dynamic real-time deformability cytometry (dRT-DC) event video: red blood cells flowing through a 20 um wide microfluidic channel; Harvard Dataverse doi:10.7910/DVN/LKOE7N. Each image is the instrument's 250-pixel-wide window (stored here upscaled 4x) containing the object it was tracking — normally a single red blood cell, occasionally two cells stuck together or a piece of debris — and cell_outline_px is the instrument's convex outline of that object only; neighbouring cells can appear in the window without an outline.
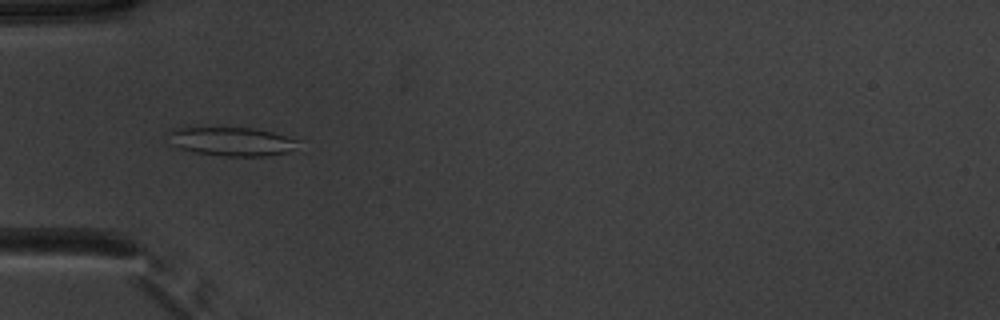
{"species": "common noctule bat (a hibernating species)", "species_latin": "Nyctalus noctula", "temperature_condition": "warm", "stored_images_in_passage": 52, "camera_frame_rate_fps": 3000, "um_per_image_px": 0.085, "animal": {"sex": "male", "body_mass_g": 20.1, "forearm_length_mm": 53.5}, "frame": {"image": 1, "passage_image": 17, "time_ms": 5.333, "image_size_px": [1000, 320], "cell_outline_px": [[304, 152], [268, 156], [224, 156], [192, 152], [180, 148], [172, 144], [168, 132], [172, 128], [252, 128], [272, 132], [300, 140]], "centroid_in_image_um": [19.9, 12.06], "position_along_channel_um": 65.1, "area_um2": 22.43}}
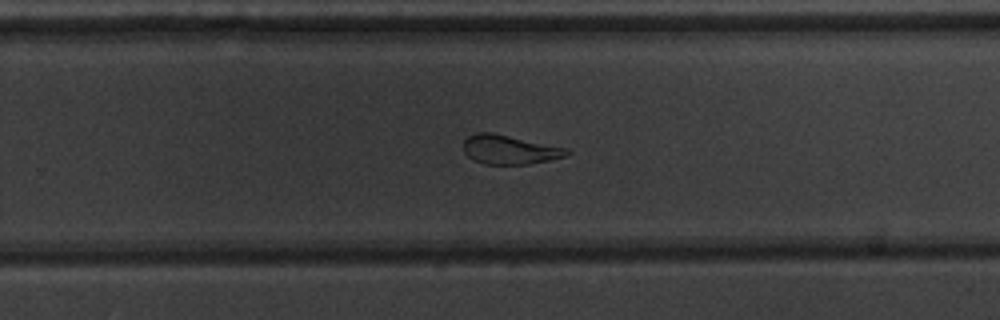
{"frame": {"image": 2, "passage_image": 34, "time_ms": 11.0, "image_size_px": [1000, 320], "cell_outline_px": [[572, 152], [564, 156], [548, 160], [528, 164], [484, 164], [472, 160], [464, 152], [464, 140], [468, 136], [476, 132], [492, 132], [568, 148]], "centroid_in_image_um": [43.29, 12.71], "position_along_channel_um": 286.5, "area_um2": 17.57}}
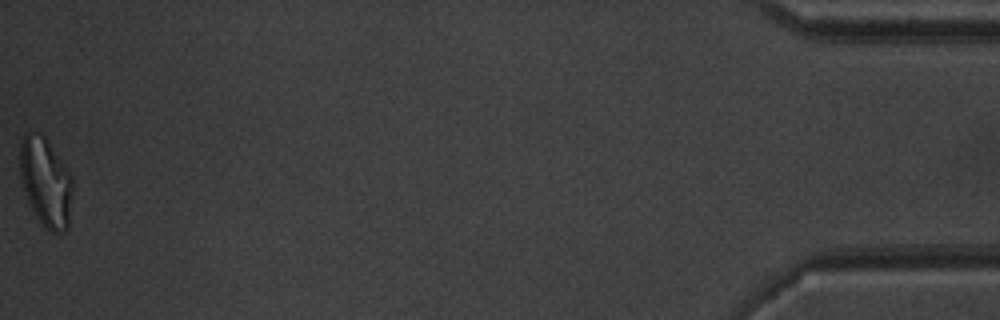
{"frame": {"image": 3, "passage_image": 52, "time_ms": 17.0, "image_size_px": [1000, 320], "cell_outline_px": [[72, 192], [68, 228], [64, 232], [52, 232], [44, 228], [36, 216], [28, 200], [24, 188], [20, 172], [20, 144], [24, 132], [40, 132], [44, 136], [72, 176]], "centroid_in_image_um": [3.89, 15.48], "position_along_channel_um": 431.3, "area_um2": 27.11}, "authors_computed_cell_mechanics": {"area_um2": 21.5883, "velocity_mm_per_s": 3.9291, "shape_relaxation_time_tau1_ms": null, "shape_relaxation_time_tau2_ms": 2.0046, "deformation_change_tau1": null, "deformation_change_tau2": 0.0963}}